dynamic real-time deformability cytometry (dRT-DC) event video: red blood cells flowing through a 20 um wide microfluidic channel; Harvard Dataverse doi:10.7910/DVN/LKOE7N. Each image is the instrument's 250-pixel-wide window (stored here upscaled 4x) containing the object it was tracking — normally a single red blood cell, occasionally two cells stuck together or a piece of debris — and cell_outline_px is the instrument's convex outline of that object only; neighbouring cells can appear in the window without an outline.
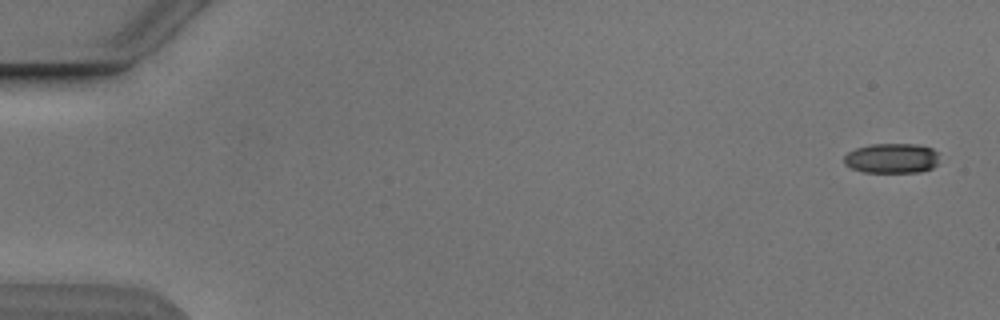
{"species": "Egyptian fruit bat (a non-hibernating species)", "species_latin": "Rousettus aegyptiacus", "temperature_condition": "cold", "stored_images_in_passage": 5, "camera_frame_rate_fps": 3000, "um_per_image_px": 0.085, "animal": {"sex": "male"}, "frame": {"image": 1, "passage_image": 1, "time_ms": 0.0, "image_size_px": [1000, 320], "cell_outline_px": [[936, 164], [932, 168], [920, 172], [864, 172], [852, 168], [844, 164], [844, 156], [848, 152], [856, 148], [872, 144], [916, 144], [932, 148], [936, 152]], "centroid_in_image_um": [75.77, 13.45], "position_along_channel_um": 9.2, "area_um2": 16.47}}
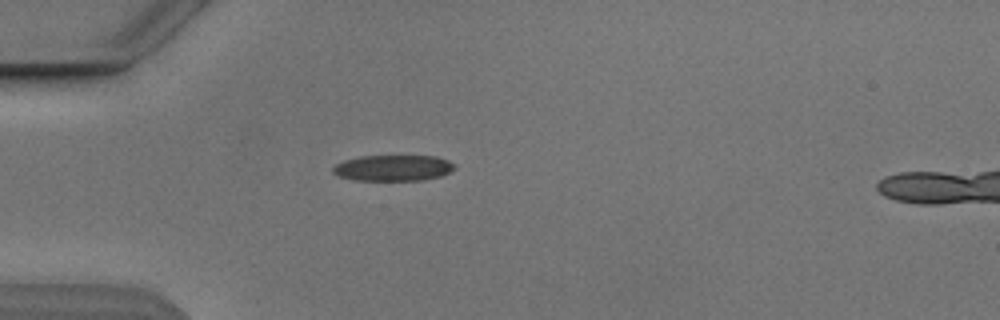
{"frame": {"image": 2, "passage_image": 5, "time_ms": 4.667, "image_size_px": [1000, 320], "cell_outline_px": [[456, 168], [440, 176], [420, 180], [352, 180], [340, 176], [332, 172], [332, 168], [336, 164], [344, 160], [360, 156], [436, 156], [448, 160], [456, 164]], "centroid_in_image_um": [33.42, 14.27], "position_along_channel_um": 51.6, "area_um2": 18.38}}